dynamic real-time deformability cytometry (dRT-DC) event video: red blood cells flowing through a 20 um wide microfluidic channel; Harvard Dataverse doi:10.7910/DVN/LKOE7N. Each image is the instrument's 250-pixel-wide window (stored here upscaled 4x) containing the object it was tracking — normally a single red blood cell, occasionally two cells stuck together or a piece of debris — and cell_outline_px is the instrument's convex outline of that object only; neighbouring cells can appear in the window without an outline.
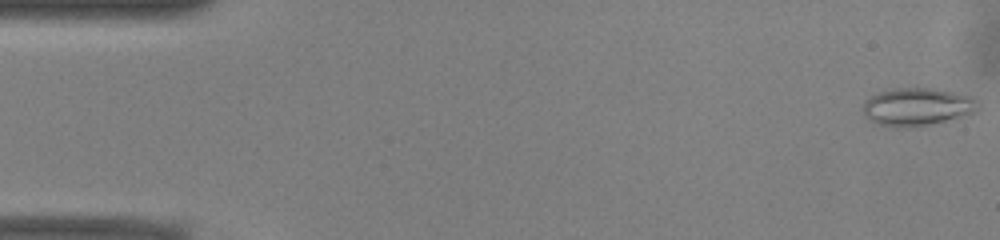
{"species": "common noctule bat (a hibernating species)", "species_latin": "Nyctalus noctula", "temperature_condition": "warm", "stored_images_in_passage": 52, "camera_frame_rate_fps": 3000, "um_per_image_px": 0.085, "animal": {"sex": "male", "body_mass_g": 13.0, "forearm_length_mm": 53.1}, "frame": {"image": 1, "passage_image": 1, "time_ms": 0.0, "image_size_px": [1000, 240], "cell_outline_px": [[980, 108], [976, 112], [928, 124], [908, 128], [896, 128], [880, 124], [868, 120], [864, 116], [864, 100], [880, 92], [892, 88], [932, 88], [972, 96], [980, 104]], "centroid_in_image_um": [77.95, 9.08], "position_along_channel_um": 7.1, "area_um2": 25.26}}
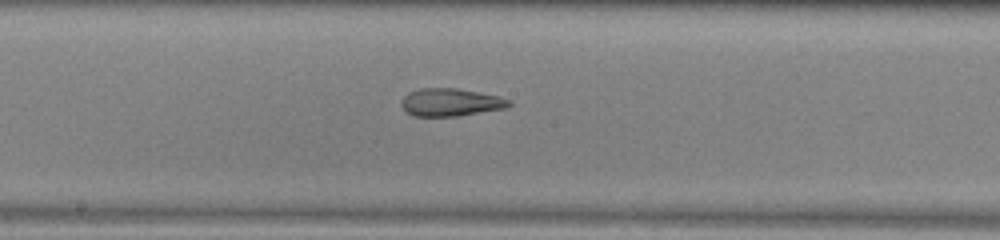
{"frame": {"image": 2, "passage_image": 27, "time_ms": 8.667, "image_size_px": [1000, 240], "cell_outline_px": [[512, 104], [508, 108], [460, 116], [412, 116], [404, 112], [400, 104], [400, 100], [408, 92], [420, 88], [456, 88], [500, 96], [512, 100]], "centroid_in_image_um": [38.3, 8.7], "position_along_channel_um": 209.9, "area_um2": 17.86}}
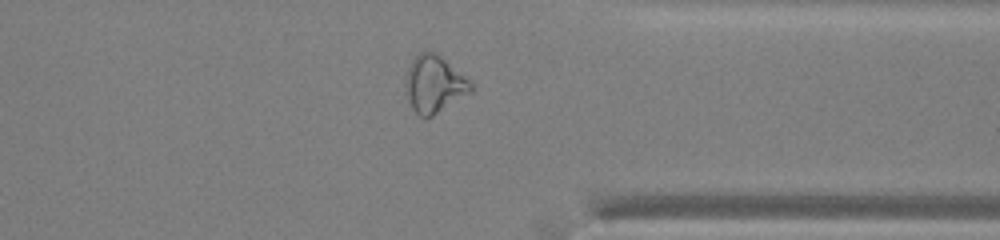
{"frame": {"image": 3, "passage_image": 40, "time_ms": 13.0, "image_size_px": [1000, 240], "cell_outline_px": [[472, 92], [432, 116], [424, 120], [412, 108], [404, 88], [404, 84], [408, 68], [412, 60], [424, 48], [436, 52], [464, 76], [472, 84]], "centroid_in_image_um": [36.88, 7.15], "position_along_channel_um": 374.5, "area_um2": 21.79}, "authors_computed_cell_mechanics": {"area_um2": 21.6172, "velocity_mm_per_s": 3.9404, "shape_relaxation_time_tau1_ms": null, "shape_relaxation_time_tau2_ms": 2.9036, "deformation_change_tau1": null, "deformation_change_tau2": 0.1196}}